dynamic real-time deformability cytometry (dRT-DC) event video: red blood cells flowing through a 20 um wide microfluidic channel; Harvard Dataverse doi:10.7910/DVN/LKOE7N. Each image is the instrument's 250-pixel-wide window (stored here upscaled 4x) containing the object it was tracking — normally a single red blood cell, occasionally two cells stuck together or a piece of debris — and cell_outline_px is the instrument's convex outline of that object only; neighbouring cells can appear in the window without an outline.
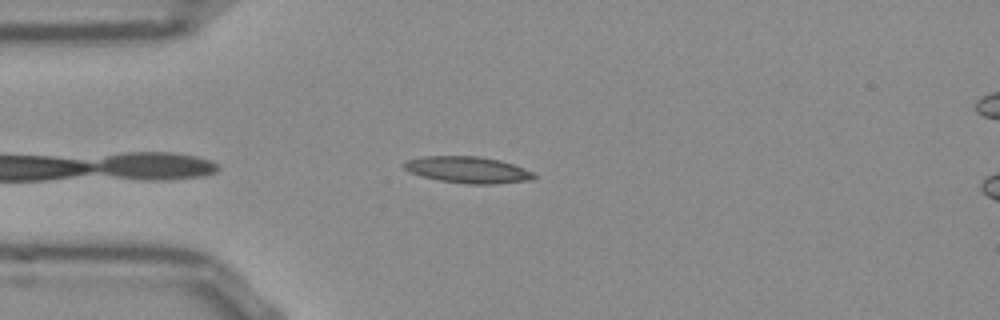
{"species": "Egyptian fruit bat (a non-hibernating species)", "species_latin": "Rousettus aegyptiacus", "temperature_condition": "room temperature", "stored_images_in_passage": 17, "camera_frame_rate_fps": 3000, "um_per_image_px": 0.085, "frame": {"image": 1, "passage_image": 3, "time_ms": 0.667, "image_size_px": [1000, 320], "cell_outline_px": [[536, 176], [532, 180], [492, 184], [468, 184], [440, 180], [408, 172], [400, 164], [404, 160], [424, 156], [480, 156], [500, 160], [524, 168], [532, 172]], "centroid_in_image_um": [39.72, 14.42], "position_along_channel_um": 45.3, "area_um2": 20.11}}
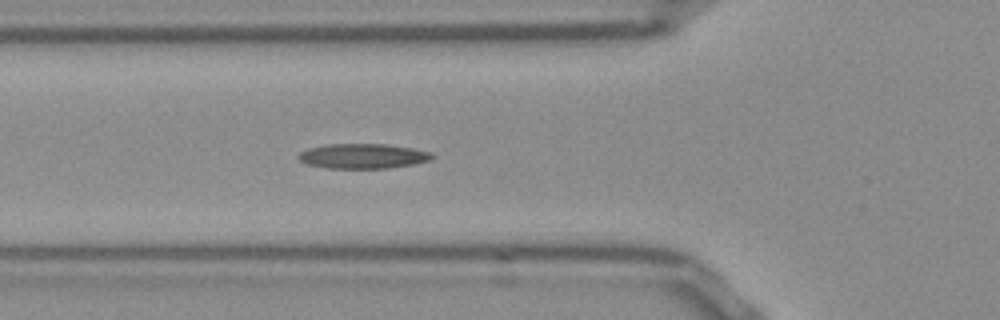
{"frame": {"image": 2, "passage_image": 8, "time_ms": 2.333, "image_size_px": [1000, 320], "cell_outline_px": [[436, 156], [432, 160], [412, 164], [388, 168], [328, 168], [308, 164], [300, 160], [296, 156], [300, 152], [308, 148], [328, 144], [384, 144], [412, 148], [432, 152]], "centroid_in_image_um": [30.87, 13.26], "position_along_channel_um": 94.9, "area_um2": 19.36}}